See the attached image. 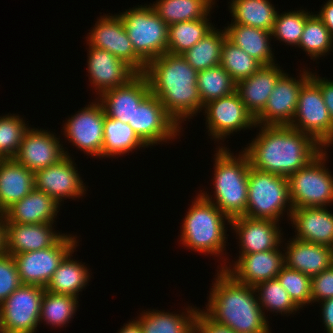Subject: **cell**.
<instances>
[{
    "label": "cell",
    "instance_id": "obj_1",
    "mask_svg": "<svg viewBox=\"0 0 333 333\" xmlns=\"http://www.w3.org/2000/svg\"><path fill=\"white\" fill-rule=\"evenodd\" d=\"M259 133L246 145L250 165L256 170L289 177L304 168L322 150L312 136L289 125H261Z\"/></svg>",
    "mask_w": 333,
    "mask_h": 333
},
{
    "label": "cell",
    "instance_id": "obj_2",
    "mask_svg": "<svg viewBox=\"0 0 333 333\" xmlns=\"http://www.w3.org/2000/svg\"><path fill=\"white\" fill-rule=\"evenodd\" d=\"M143 74L148 79L150 92L181 128L184 121L202 112L204 105L197 87L198 72L182 55L164 53L151 60Z\"/></svg>",
    "mask_w": 333,
    "mask_h": 333
},
{
    "label": "cell",
    "instance_id": "obj_3",
    "mask_svg": "<svg viewBox=\"0 0 333 333\" xmlns=\"http://www.w3.org/2000/svg\"><path fill=\"white\" fill-rule=\"evenodd\" d=\"M215 277L203 311L236 333H271L254 287L237 282L219 267Z\"/></svg>",
    "mask_w": 333,
    "mask_h": 333
},
{
    "label": "cell",
    "instance_id": "obj_4",
    "mask_svg": "<svg viewBox=\"0 0 333 333\" xmlns=\"http://www.w3.org/2000/svg\"><path fill=\"white\" fill-rule=\"evenodd\" d=\"M216 149L212 178L214 197L203 190L200 195L230 219L243 216L248 199L249 158L243 150L234 156L225 146L221 145Z\"/></svg>",
    "mask_w": 333,
    "mask_h": 333
},
{
    "label": "cell",
    "instance_id": "obj_5",
    "mask_svg": "<svg viewBox=\"0 0 333 333\" xmlns=\"http://www.w3.org/2000/svg\"><path fill=\"white\" fill-rule=\"evenodd\" d=\"M197 194L183 218L179 241L183 246L185 245L184 248L187 247L194 252L207 253L216 257L221 255L223 262L225 261L220 263L219 269H222L225 267L227 259L222 257L228 239L226 233L228 229L225 224L230 225L231 219L212 202L204 199L199 193Z\"/></svg>",
    "mask_w": 333,
    "mask_h": 333
},
{
    "label": "cell",
    "instance_id": "obj_6",
    "mask_svg": "<svg viewBox=\"0 0 333 333\" xmlns=\"http://www.w3.org/2000/svg\"><path fill=\"white\" fill-rule=\"evenodd\" d=\"M292 210L288 178L250 166L247 207L243 216L279 222L285 212L289 218Z\"/></svg>",
    "mask_w": 333,
    "mask_h": 333
},
{
    "label": "cell",
    "instance_id": "obj_7",
    "mask_svg": "<svg viewBox=\"0 0 333 333\" xmlns=\"http://www.w3.org/2000/svg\"><path fill=\"white\" fill-rule=\"evenodd\" d=\"M135 53L148 64L167 52L168 25L150 5H138L118 14Z\"/></svg>",
    "mask_w": 333,
    "mask_h": 333
},
{
    "label": "cell",
    "instance_id": "obj_8",
    "mask_svg": "<svg viewBox=\"0 0 333 333\" xmlns=\"http://www.w3.org/2000/svg\"><path fill=\"white\" fill-rule=\"evenodd\" d=\"M324 148L304 168L288 177L289 196L294 208L327 207L333 204V174L328 170Z\"/></svg>",
    "mask_w": 333,
    "mask_h": 333
},
{
    "label": "cell",
    "instance_id": "obj_9",
    "mask_svg": "<svg viewBox=\"0 0 333 333\" xmlns=\"http://www.w3.org/2000/svg\"><path fill=\"white\" fill-rule=\"evenodd\" d=\"M289 126L309 134L327 150L333 145V123L320 87L311 78L299 91L297 110Z\"/></svg>",
    "mask_w": 333,
    "mask_h": 333
},
{
    "label": "cell",
    "instance_id": "obj_10",
    "mask_svg": "<svg viewBox=\"0 0 333 333\" xmlns=\"http://www.w3.org/2000/svg\"><path fill=\"white\" fill-rule=\"evenodd\" d=\"M45 288L22 284L0 304L2 333H36Z\"/></svg>",
    "mask_w": 333,
    "mask_h": 333
},
{
    "label": "cell",
    "instance_id": "obj_11",
    "mask_svg": "<svg viewBox=\"0 0 333 333\" xmlns=\"http://www.w3.org/2000/svg\"><path fill=\"white\" fill-rule=\"evenodd\" d=\"M76 238L64 234L49 248L13 255L22 284L45 288L64 257L78 246Z\"/></svg>",
    "mask_w": 333,
    "mask_h": 333
},
{
    "label": "cell",
    "instance_id": "obj_12",
    "mask_svg": "<svg viewBox=\"0 0 333 333\" xmlns=\"http://www.w3.org/2000/svg\"><path fill=\"white\" fill-rule=\"evenodd\" d=\"M128 124L148 147L174 140L183 130L152 93L135 107Z\"/></svg>",
    "mask_w": 333,
    "mask_h": 333
},
{
    "label": "cell",
    "instance_id": "obj_13",
    "mask_svg": "<svg viewBox=\"0 0 333 333\" xmlns=\"http://www.w3.org/2000/svg\"><path fill=\"white\" fill-rule=\"evenodd\" d=\"M208 135L224 142V138L245 129L256 128L254 116L248 111L237 92L212 100L203 106ZM205 111V112H204Z\"/></svg>",
    "mask_w": 333,
    "mask_h": 333
},
{
    "label": "cell",
    "instance_id": "obj_14",
    "mask_svg": "<svg viewBox=\"0 0 333 333\" xmlns=\"http://www.w3.org/2000/svg\"><path fill=\"white\" fill-rule=\"evenodd\" d=\"M86 38L87 46L112 53L137 73L145 72L147 64L135 53L124 23L118 14L100 16Z\"/></svg>",
    "mask_w": 333,
    "mask_h": 333
},
{
    "label": "cell",
    "instance_id": "obj_15",
    "mask_svg": "<svg viewBox=\"0 0 333 333\" xmlns=\"http://www.w3.org/2000/svg\"><path fill=\"white\" fill-rule=\"evenodd\" d=\"M95 101L81 108L64 123V137L78 150L102 158L104 109Z\"/></svg>",
    "mask_w": 333,
    "mask_h": 333
},
{
    "label": "cell",
    "instance_id": "obj_16",
    "mask_svg": "<svg viewBox=\"0 0 333 333\" xmlns=\"http://www.w3.org/2000/svg\"><path fill=\"white\" fill-rule=\"evenodd\" d=\"M299 79L284 72L269 95L264 110L255 118L256 125H290L294 119L298 95L303 84L311 77L308 69L300 70Z\"/></svg>",
    "mask_w": 333,
    "mask_h": 333
},
{
    "label": "cell",
    "instance_id": "obj_17",
    "mask_svg": "<svg viewBox=\"0 0 333 333\" xmlns=\"http://www.w3.org/2000/svg\"><path fill=\"white\" fill-rule=\"evenodd\" d=\"M74 162L71 155L64 156L56 164L36 171L35 189L45 192L60 205L66 198L72 200L82 198L86 194L87 187Z\"/></svg>",
    "mask_w": 333,
    "mask_h": 333
},
{
    "label": "cell",
    "instance_id": "obj_18",
    "mask_svg": "<svg viewBox=\"0 0 333 333\" xmlns=\"http://www.w3.org/2000/svg\"><path fill=\"white\" fill-rule=\"evenodd\" d=\"M56 136L55 132L30 126L13 159L34 173L56 164L64 156H69Z\"/></svg>",
    "mask_w": 333,
    "mask_h": 333
},
{
    "label": "cell",
    "instance_id": "obj_19",
    "mask_svg": "<svg viewBox=\"0 0 333 333\" xmlns=\"http://www.w3.org/2000/svg\"><path fill=\"white\" fill-rule=\"evenodd\" d=\"M279 224V222L269 219L238 216L231 219L229 227L235 231L239 240L241 250H239V254H253L282 246L283 233L282 229H279Z\"/></svg>",
    "mask_w": 333,
    "mask_h": 333
},
{
    "label": "cell",
    "instance_id": "obj_20",
    "mask_svg": "<svg viewBox=\"0 0 333 333\" xmlns=\"http://www.w3.org/2000/svg\"><path fill=\"white\" fill-rule=\"evenodd\" d=\"M88 79L96 95L127 84L138 73L123 60L106 50L88 47ZM97 90V91H96Z\"/></svg>",
    "mask_w": 333,
    "mask_h": 333
},
{
    "label": "cell",
    "instance_id": "obj_21",
    "mask_svg": "<svg viewBox=\"0 0 333 333\" xmlns=\"http://www.w3.org/2000/svg\"><path fill=\"white\" fill-rule=\"evenodd\" d=\"M237 261H232L222 269L237 282L248 286L275 279L284 266V253L280 248L253 254H239Z\"/></svg>",
    "mask_w": 333,
    "mask_h": 333
},
{
    "label": "cell",
    "instance_id": "obj_22",
    "mask_svg": "<svg viewBox=\"0 0 333 333\" xmlns=\"http://www.w3.org/2000/svg\"><path fill=\"white\" fill-rule=\"evenodd\" d=\"M150 93L147 77L138 73L127 84L106 90L96 99L101 103L107 117L128 124L132 123L135 107Z\"/></svg>",
    "mask_w": 333,
    "mask_h": 333
},
{
    "label": "cell",
    "instance_id": "obj_23",
    "mask_svg": "<svg viewBox=\"0 0 333 333\" xmlns=\"http://www.w3.org/2000/svg\"><path fill=\"white\" fill-rule=\"evenodd\" d=\"M52 223H5L6 253L21 254L53 246L63 235L55 231ZM57 232V233H56Z\"/></svg>",
    "mask_w": 333,
    "mask_h": 333
},
{
    "label": "cell",
    "instance_id": "obj_24",
    "mask_svg": "<svg viewBox=\"0 0 333 333\" xmlns=\"http://www.w3.org/2000/svg\"><path fill=\"white\" fill-rule=\"evenodd\" d=\"M289 220L293 238L333 248V213L327 207L294 208Z\"/></svg>",
    "mask_w": 333,
    "mask_h": 333
},
{
    "label": "cell",
    "instance_id": "obj_25",
    "mask_svg": "<svg viewBox=\"0 0 333 333\" xmlns=\"http://www.w3.org/2000/svg\"><path fill=\"white\" fill-rule=\"evenodd\" d=\"M290 240V241H289ZM284 249V265L309 277L316 276L333 264V248L290 238Z\"/></svg>",
    "mask_w": 333,
    "mask_h": 333
},
{
    "label": "cell",
    "instance_id": "obj_26",
    "mask_svg": "<svg viewBox=\"0 0 333 333\" xmlns=\"http://www.w3.org/2000/svg\"><path fill=\"white\" fill-rule=\"evenodd\" d=\"M277 65H262L254 74L236 83V92L254 118L264 110L275 83L285 72Z\"/></svg>",
    "mask_w": 333,
    "mask_h": 333
},
{
    "label": "cell",
    "instance_id": "obj_27",
    "mask_svg": "<svg viewBox=\"0 0 333 333\" xmlns=\"http://www.w3.org/2000/svg\"><path fill=\"white\" fill-rule=\"evenodd\" d=\"M60 206L54 198L34 188L23 199L8 208L3 215L7 223L54 224Z\"/></svg>",
    "mask_w": 333,
    "mask_h": 333
},
{
    "label": "cell",
    "instance_id": "obj_28",
    "mask_svg": "<svg viewBox=\"0 0 333 333\" xmlns=\"http://www.w3.org/2000/svg\"><path fill=\"white\" fill-rule=\"evenodd\" d=\"M35 188L34 172L14 159L0 160V213Z\"/></svg>",
    "mask_w": 333,
    "mask_h": 333
},
{
    "label": "cell",
    "instance_id": "obj_29",
    "mask_svg": "<svg viewBox=\"0 0 333 333\" xmlns=\"http://www.w3.org/2000/svg\"><path fill=\"white\" fill-rule=\"evenodd\" d=\"M227 39L241 48L249 56L258 60L262 65L275 64L272 53L271 32L252 26L231 23L225 28Z\"/></svg>",
    "mask_w": 333,
    "mask_h": 333
},
{
    "label": "cell",
    "instance_id": "obj_30",
    "mask_svg": "<svg viewBox=\"0 0 333 333\" xmlns=\"http://www.w3.org/2000/svg\"><path fill=\"white\" fill-rule=\"evenodd\" d=\"M198 307H186L185 312L170 313L164 310H143L136 321L140 324L143 333H195V322L199 311Z\"/></svg>",
    "mask_w": 333,
    "mask_h": 333
},
{
    "label": "cell",
    "instance_id": "obj_31",
    "mask_svg": "<svg viewBox=\"0 0 333 333\" xmlns=\"http://www.w3.org/2000/svg\"><path fill=\"white\" fill-rule=\"evenodd\" d=\"M76 247L71 250L62 260L59 267L52 275L45 290L56 294L79 297V292L85 289L90 280V269L77 260H73V253Z\"/></svg>",
    "mask_w": 333,
    "mask_h": 333
},
{
    "label": "cell",
    "instance_id": "obj_32",
    "mask_svg": "<svg viewBox=\"0 0 333 333\" xmlns=\"http://www.w3.org/2000/svg\"><path fill=\"white\" fill-rule=\"evenodd\" d=\"M142 147L148 146L129 124L107 117L104 112L102 158L119 157Z\"/></svg>",
    "mask_w": 333,
    "mask_h": 333
},
{
    "label": "cell",
    "instance_id": "obj_33",
    "mask_svg": "<svg viewBox=\"0 0 333 333\" xmlns=\"http://www.w3.org/2000/svg\"><path fill=\"white\" fill-rule=\"evenodd\" d=\"M231 23L272 31L277 9L269 0H231Z\"/></svg>",
    "mask_w": 333,
    "mask_h": 333
},
{
    "label": "cell",
    "instance_id": "obj_34",
    "mask_svg": "<svg viewBox=\"0 0 333 333\" xmlns=\"http://www.w3.org/2000/svg\"><path fill=\"white\" fill-rule=\"evenodd\" d=\"M215 0H156L150 3L156 14L168 25L210 16Z\"/></svg>",
    "mask_w": 333,
    "mask_h": 333
},
{
    "label": "cell",
    "instance_id": "obj_35",
    "mask_svg": "<svg viewBox=\"0 0 333 333\" xmlns=\"http://www.w3.org/2000/svg\"><path fill=\"white\" fill-rule=\"evenodd\" d=\"M227 38L225 29L215 27L182 56L197 72L220 64L222 45Z\"/></svg>",
    "mask_w": 333,
    "mask_h": 333
},
{
    "label": "cell",
    "instance_id": "obj_36",
    "mask_svg": "<svg viewBox=\"0 0 333 333\" xmlns=\"http://www.w3.org/2000/svg\"><path fill=\"white\" fill-rule=\"evenodd\" d=\"M209 19L210 17H206L204 19L183 21L168 26L166 53L182 55L193 47L214 28Z\"/></svg>",
    "mask_w": 333,
    "mask_h": 333
},
{
    "label": "cell",
    "instance_id": "obj_37",
    "mask_svg": "<svg viewBox=\"0 0 333 333\" xmlns=\"http://www.w3.org/2000/svg\"><path fill=\"white\" fill-rule=\"evenodd\" d=\"M78 299L45 290L41 301L39 324L44 322L51 328L67 326L79 307Z\"/></svg>",
    "mask_w": 333,
    "mask_h": 333
},
{
    "label": "cell",
    "instance_id": "obj_38",
    "mask_svg": "<svg viewBox=\"0 0 333 333\" xmlns=\"http://www.w3.org/2000/svg\"><path fill=\"white\" fill-rule=\"evenodd\" d=\"M197 87L203 105L236 92V82L220 64L199 71Z\"/></svg>",
    "mask_w": 333,
    "mask_h": 333
},
{
    "label": "cell",
    "instance_id": "obj_39",
    "mask_svg": "<svg viewBox=\"0 0 333 333\" xmlns=\"http://www.w3.org/2000/svg\"><path fill=\"white\" fill-rule=\"evenodd\" d=\"M254 289L264 315L265 310L286 316L300 311L277 278L260 282Z\"/></svg>",
    "mask_w": 333,
    "mask_h": 333
},
{
    "label": "cell",
    "instance_id": "obj_40",
    "mask_svg": "<svg viewBox=\"0 0 333 333\" xmlns=\"http://www.w3.org/2000/svg\"><path fill=\"white\" fill-rule=\"evenodd\" d=\"M306 52L310 59H319L330 53L333 49V35L329 29L318 18L312 14L305 22V27L297 46ZM327 53V54H326Z\"/></svg>",
    "mask_w": 333,
    "mask_h": 333
},
{
    "label": "cell",
    "instance_id": "obj_41",
    "mask_svg": "<svg viewBox=\"0 0 333 333\" xmlns=\"http://www.w3.org/2000/svg\"><path fill=\"white\" fill-rule=\"evenodd\" d=\"M220 65L236 83L248 78L262 66L258 60L249 56L227 38L222 45Z\"/></svg>",
    "mask_w": 333,
    "mask_h": 333
},
{
    "label": "cell",
    "instance_id": "obj_42",
    "mask_svg": "<svg viewBox=\"0 0 333 333\" xmlns=\"http://www.w3.org/2000/svg\"><path fill=\"white\" fill-rule=\"evenodd\" d=\"M313 12H306L305 10H294L280 13L276 15L271 36L283 42L286 45L298 46L306 20L312 15Z\"/></svg>",
    "mask_w": 333,
    "mask_h": 333
},
{
    "label": "cell",
    "instance_id": "obj_43",
    "mask_svg": "<svg viewBox=\"0 0 333 333\" xmlns=\"http://www.w3.org/2000/svg\"><path fill=\"white\" fill-rule=\"evenodd\" d=\"M18 114L0 116V159H13L29 125ZM27 125V126H26Z\"/></svg>",
    "mask_w": 333,
    "mask_h": 333
},
{
    "label": "cell",
    "instance_id": "obj_44",
    "mask_svg": "<svg viewBox=\"0 0 333 333\" xmlns=\"http://www.w3.org/2000/svg\"><path fill=\"white\" fill-rule=\"evenodd\" d=\"M276 278L300 309L311 303V277L284 265Z\"/></svg>",
    "mask_w": 333,
    "mask_h": 333
},
{
    "label": "cell",
    "instance_id": "obj_45",
    "mask_svg": "<svg viewBox=\"0 0 333 333\" xmlns=\"http://www.w3.org/2000/svg\"><path fill=\"white\" fill-rule=\"evenodd\" d=\"M21 285L13 255H0V304Z\"/></svg>",
    "mask_w": 333,
    "mask_h": 333
},
{
    "label": "cell",
    "instance_id": "obj_46",
    "mask_svg": "<svg viewBox=\"0 0 333 333\" xmlns=\"http://www.w3.org/2000/svg\"><path fill=\"white\" fill-rule=\"evenodd\" d=\"M333 297V264L311 278V303Z\"/></svg>",
    "mask_w": 333,
    "mask_h": 333
},
{
    "label": "cell",
    "instance_id": "obj_47",
    "mask_svg": "<svg viewBox=\"0 0 333 333\" xmlns=\"http://www.w3.org/2000/svg\"><path fill=\"white\" fill-rule=\"evenodd\" d=\"M195 333H236L229 327L212 320L203 310L199 309L196 322Z\"/></svg>",
    "mask_w": 333,
    "mask_h": 333
},
{
    "label": "cell",
    "instance_id": "obj_48",
    "mask_svg": "<svg viewBox=\"0 0 333 333\" xmlns=\"http://www.w3.org/2000/svg\"><path fill=\"white\" fill-rule=\"evenodd\" d=\"M319 87L323 95L324 103L328 109L329 116L333 123V80L320 77L319 74L312 73L310 77Z\"/></svg>",
    "mask_w": 333,
    "mask_h": 333
},
{
    "label": "cell",
    "instance_id": "obj_49",
    "mask_svg": "<svg viewBox=\"0 0 333 333\" xmlns=\"http://www.w3.org/2000/svg\"><path fill=\"white\" fill-rule=\"evenodd\" d=\"M321 317L327 333H333V297L320 301Z\"/></svg>",
    "mask_w": 333,
    "mask_h": 333
},
{
    "label": "cell",
    "instance_id": "obj_50",
    "mask_svg": "<svg viewBox=\"0 0 333 333\" xmlns=\"http://www.w3.org/2000/svg\"><path fill=\"white\" fill-rule=\"evenodd\" d=\"M316 15L333 35V0H328Z\"/></svg>",
    "mask_w": 333,
    "mask_h": 333
},
{
    "label": "cell",
    "instance_id": "obj_51",
    "mask_svg": "<svg viewBox=\"0 0 333 333\" xmlns=\"http://www.w3.org/2000/svg\"><path fill=\"white\" fill-rule=\"evenodd\" d=\"M118 333H143L140 324L133 319L132 321L124 323V326L120 328Z\"/></svg>",
    "mask_w": 333,
    "mask_h": 333
},
{
    "label": "cell",
    "instance_id": "obj_52",
    "mask_svg": "<svg viewBox=\"0 0 333 333\" xmlns=\"http://www.w3.org/2000/svg\"><path fill=\"white\" fill-rule=\"evenodd\" d=\"M5 217L0 213V255L6 253Z\"/></svg>",
    "mask_w": 333,
    "mask_h": 333
}]
</instances>
